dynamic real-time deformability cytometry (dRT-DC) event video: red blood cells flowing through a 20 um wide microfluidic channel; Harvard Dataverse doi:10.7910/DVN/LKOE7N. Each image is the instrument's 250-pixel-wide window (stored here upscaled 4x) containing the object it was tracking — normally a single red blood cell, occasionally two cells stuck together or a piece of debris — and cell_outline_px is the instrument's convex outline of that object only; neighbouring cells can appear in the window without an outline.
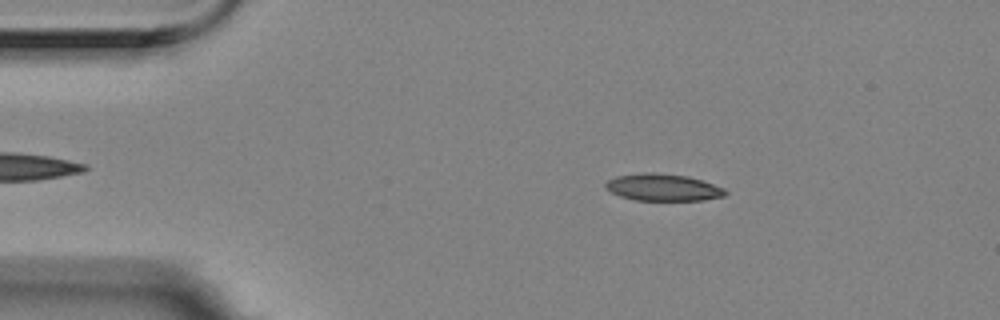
{"species": "Egyptian fruit bat (a non-hibernating species)", "species_latin": "Rousettus aegyptiacus", "temperature_condition": "room temperature", "stored_images_in_passage": 7, "camera_frame_rate_fps": 3000, "um_per_image_px": 0.085, "animal": {"sex": "female"}, "frame": {"image": 1, "passage_image": 2, "time_ms": 0.333, "image_size_px": [1000, 320], "cell_outline_px": [[728, 192], [724, 196], [704, 200], [632, 200], [620, 196], [604, 188], [604, 184], [608, 180], [616, 176], [644, 172], [656, 172], [688, 176], [724, 188]], "centroid_in_image_um": [56.32, 15.92], "position_along_channel_um": 28.7, "area_um2": 18.9}}
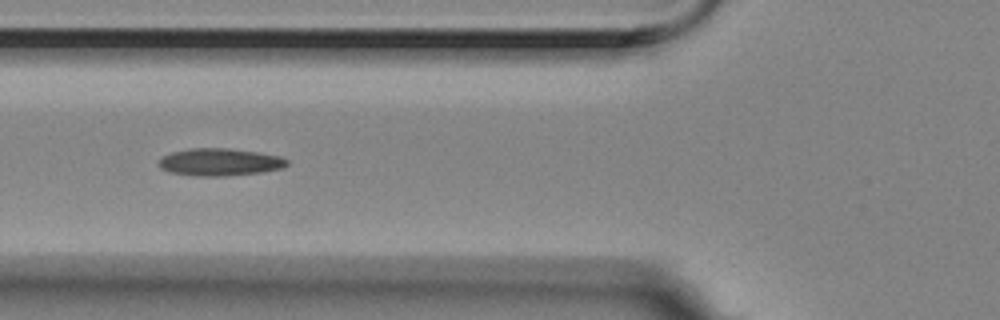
{"frame": {"image": 2, "passage_image": 5, "time_ms": 1.333, "image_size_px": [1000, 320], "cell_outline_px": [[288, 164], [280, 168], [260, 172], [224, 176], [196, 176], [172, 172], [160, 168], [160, 156], [172, 152], [188, 148], [228, 148], [256, 152], [280, 156], [288, 160]], "centroid_in_image_um": [18.65, 13.77], "position_along_channel_um": 107.1, "area_um2": 20.29}}
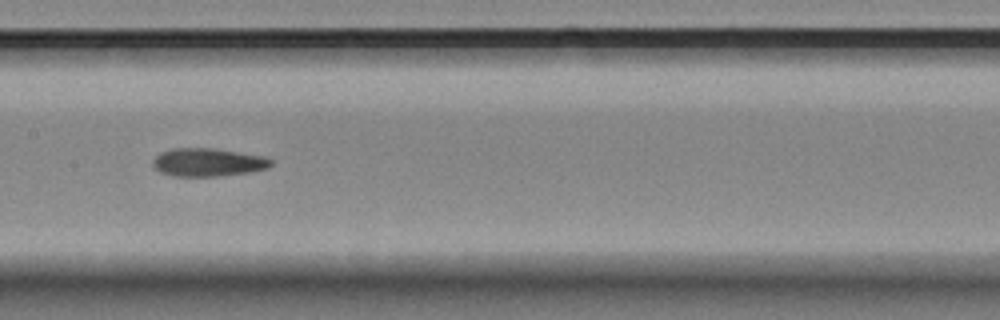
{"frame": {"image": 3, "passage_image": 7, "time_ms": 2.0, "image_size_px": [1000, 320], "cell_outline_px": [[272, 164], [268, 168], [248, 172], [216, 176], [176, 176], [160, 172], [152, 164], [152, 160], [160, 152], [172, 148], [216, 148], [264, 156], [272, 160]], "centroid_in_image_um": [17.67, 13.78], "position_along_channel_um": 189.7, "area_um2": 19.36}}